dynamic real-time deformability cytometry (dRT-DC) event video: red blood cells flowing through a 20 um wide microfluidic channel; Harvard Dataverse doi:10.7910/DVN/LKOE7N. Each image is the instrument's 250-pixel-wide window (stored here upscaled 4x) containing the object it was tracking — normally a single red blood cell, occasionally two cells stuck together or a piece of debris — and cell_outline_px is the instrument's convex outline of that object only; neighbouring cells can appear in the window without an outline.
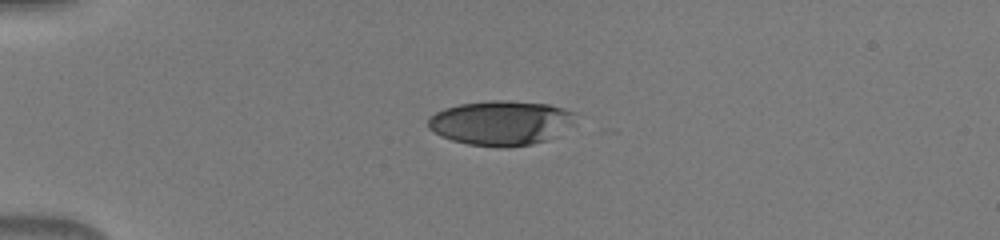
{"species": "human", "species_latin": "Homo sapiens", "temperature_condition": "warm", "stored_images_in_passage": 38, "camera_frame_rate_fps": 3000, "um_per_image_px": 0.085, "donor": {"sex": "male"}, "frame": {"image": 1, "passage_image": 1, "time_ms": 0.0, "image_size_px": [1000, 240], "cell_outline_px": [[576, 124], [560, 136], [532, 144], [508, 148], [468, 144], [452, 140], [440, 136], [428, 128], [428, 116], [444, 108], [460, 104], [492, 100], [504, 100], [548, 104], [564, 108], [576, 112]], "centroid_in_image_um": [42.65, 10.45], "position_along_channel_um": 42.4, "area_um2": 39.02}}
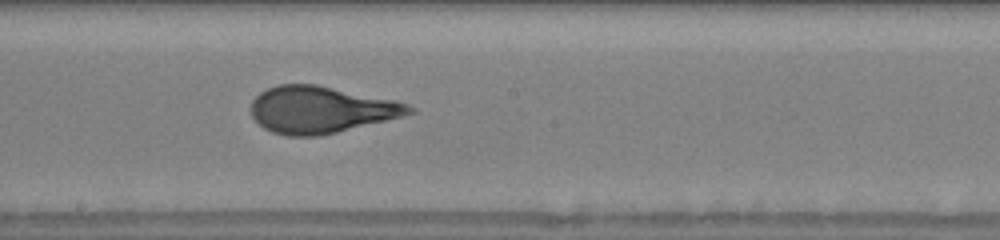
{"frame": {"image": 2, "passage_image": 17, "time_ms": 5.333, "image_size_px": [1000, 240], "cell_outline_px": [[416, 112], [320, 136], [288, 136], [272, 132], [264, 128], [252, 116], [252, 100], [260, 92], [268, 88], [280, 84], [316, 84], [396, 100], [408, 104], [416, 108]], "centroid_in_image_um": [27.27, 9.31], "position_along_channel_um": 220.9, "area_um2": 42.83}}
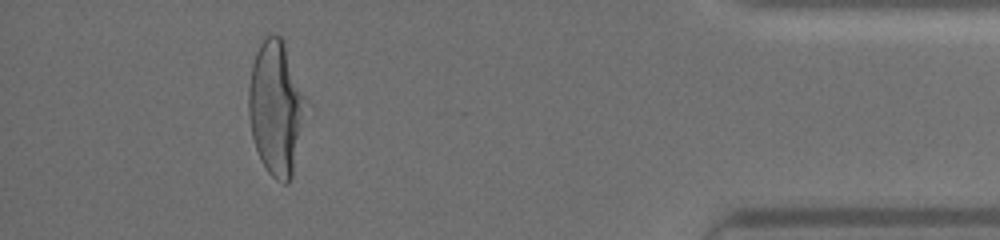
{"frame": {"image": 3, "passage_image": 34, "time_ms": 11.0, "image_size_px": [1000, 240], "cell_outline_px": [[304, 100], [292, 176], [288, 184], [284, 184], [276, 180], [268, 172], [260, 160], [252, 136], [248, 116], [248, 84], [252, 64], [256, 52], [260, 44], [268, 32], [276, 32], [284, 40], [304, 96]], "centroid_in_image_um": [23.38, 9.11], "position_along_channel_um": 411.8, "area_um2": 43.81}}